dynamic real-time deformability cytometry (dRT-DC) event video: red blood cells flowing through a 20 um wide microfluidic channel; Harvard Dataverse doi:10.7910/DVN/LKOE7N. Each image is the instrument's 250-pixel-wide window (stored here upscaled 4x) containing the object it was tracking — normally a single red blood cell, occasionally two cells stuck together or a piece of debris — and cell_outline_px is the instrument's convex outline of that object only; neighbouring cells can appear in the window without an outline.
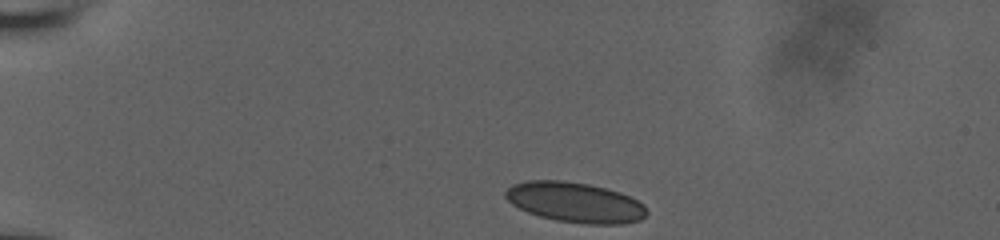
{"species": "human", "species_latin": "Homo sapiens", "temperature_condition": "room temperature", "stored_images_in_passage": 44, "camera_frame_rate_fps": 3000, "um_per_image_px": 0.085, "donor": {"sex": "male"}, "frame": {"image": 1, "passage_image": 1, "time_ms": 0.0, "image_size_px": [1000, 240], "cell_outline_px": [[648, 212], [640, 220], [624, 224], [584, 224], [556, 220], [540, 216], [528, 212], [512, 204], [504, 196], [504, 192], [512, 184], [528, 180], [560, 180], [588, 184], [620, 192], [644, 204]], "centroid_in_image_um": [48.88, 17.2], "position_along_channel_um": 36.1, "area_um2": 33.0}}
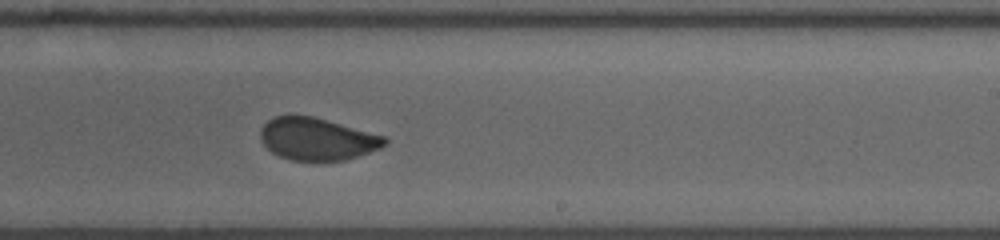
{"frame": {"image": 2, "passage_image": 24, "time_ms": 7.667, "image_size_px": [1000, 240], "cell_outline_px": [[388, 144], [380, 148], [344, 160], [288, 160], [272, 152], [260, 140], [260, 128], [272, 116], [292, 112], [312, 116], [384, 136], [388, 140]], "centroid_in_image_um": [26.88, 11.77], "position_along_channel_um": 262.1, "area_um2": 30.87}}
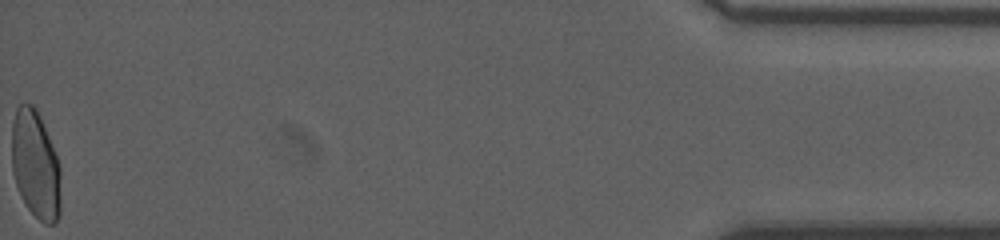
{"frame": {"image": 3, "passage_image": 44, "time_ms": 14.333, "image_size_px": [1000, 240], "cell_outline_px": [[60, 212], [56, 220], [52, 224], [44, 224], [28, 208], [20, 196], [12, 172], [12, 124], [16, 108], [20, 104], [32, 104], [36, 108], [40, 116], [60, 164]], "centroid_in_image_um": [3.01, 14.0], "position_along_channel_um": 432.2, "area_um2": 30.92}, "authors_computed_cell_mechanics": {"area_um2": 31.9923, "velocity_mm_per_s": 3.8601, "shape_relaxation_time_tau1_ms": 4.1678, "shape_relaxation_time_tau2_ms": null, "deformation_change_tau1": 0.1204, "deformation_change_tau2": null}}